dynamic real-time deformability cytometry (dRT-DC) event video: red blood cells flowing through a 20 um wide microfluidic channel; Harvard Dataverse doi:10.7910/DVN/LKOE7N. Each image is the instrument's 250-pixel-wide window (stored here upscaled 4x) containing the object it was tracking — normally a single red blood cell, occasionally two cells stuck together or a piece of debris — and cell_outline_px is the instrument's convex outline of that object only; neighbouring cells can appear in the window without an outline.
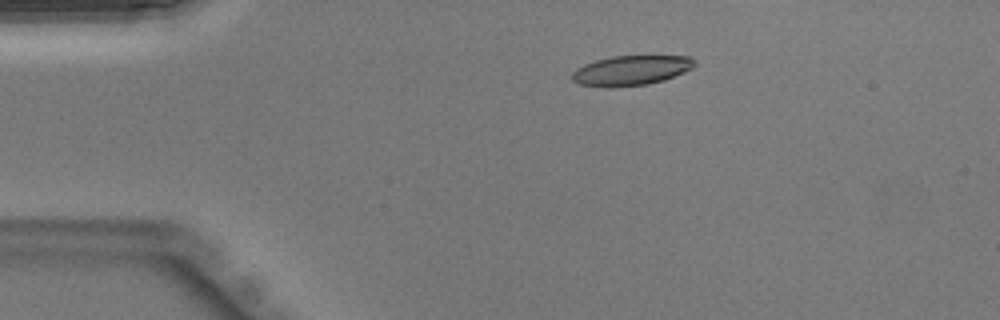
{"species": "Egyptian fruit bat (a non-hibernating species)", "species_latin": "Rousettus aegyptiacus", "temperature_condition": "warm", "stored_images_in_passage": 25, "camera_frame_rate_fps": 3000, "um_per_image_px": 0.085, "animal": {"sex": "male"}, "frame": {"image": 1, "passage_image": 1, "time_ms": 0.0, "image_size_px": [1000, 320], "cell_outline_px": [[688, 68], [672, 76], [660, 80], [640, 84], [588, 84], [580, 80], [584, 68], [592, 64], [604, 60], [620, 56], [680, 56], [688, 60]], "centroid_in_image_um": [53.85, 5.93], "position_along_channel_um": 31.2, "area_um2": 17.57}}
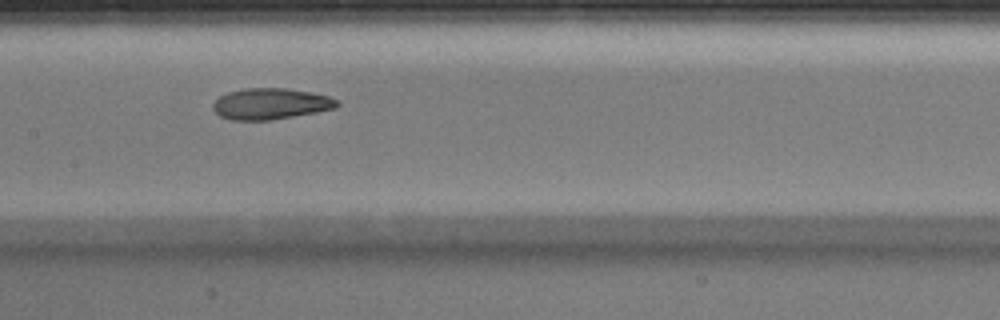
{"frame": {"image": 2, "passage_image": 14, "time_ms": 4.333, "image_size_px": [1000, 320], "cell_outline_px": [[336, 104], [328, 108], [308, 112], [260, 120], [252, 120], [224, 116], [216, 108], [216, 104], [220, 100], [236, 92], [300, 92], [324, 96], [332, 100]], "centroid_in_image_um": [23.01, 8.89], "position_along_channel_um": 184.4, "area_um2": 18.03}}
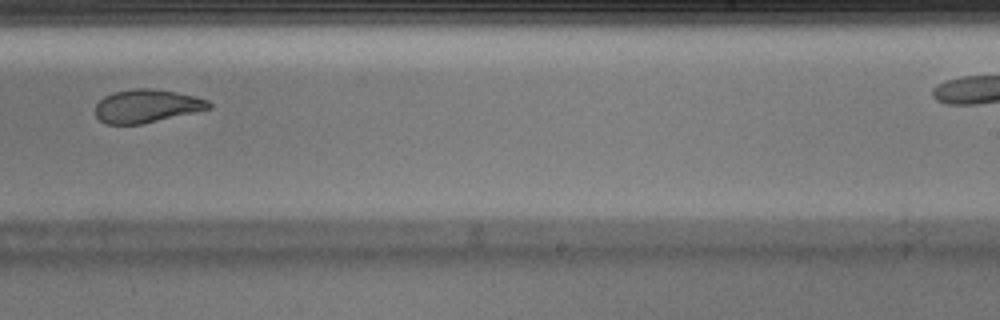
{"frame": {"image": 3, "passage_image": 20, "time_ms": 6.333, "image_size_px": [1000, 320], "cell_outline_px": [[208, 108], [136, 124], [112, 124], [104, 120], [96, 112], [100, 104], [108, 96], [120, 92], [168, 92], [204, 100], [208, 104]], "centroid_in_image_um": [12.44, 9.08], "position_along_channel_um": 276.6, "area_um2": 18.73}}